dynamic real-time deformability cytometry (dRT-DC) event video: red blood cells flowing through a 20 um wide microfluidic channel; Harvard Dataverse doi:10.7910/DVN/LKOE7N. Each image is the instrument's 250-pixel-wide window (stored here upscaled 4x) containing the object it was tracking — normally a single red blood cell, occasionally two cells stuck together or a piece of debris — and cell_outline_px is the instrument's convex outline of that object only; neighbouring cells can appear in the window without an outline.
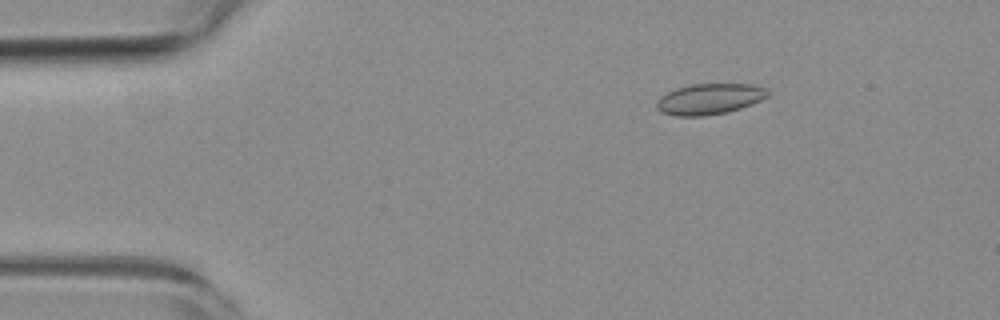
{"species": "common noctule bat (a hibernating species)", "species_latin": "Nyctalus noctula", "temperature_condition": "room temperature", "stored_images_in_passage": 46, "camera_frame_rate_fps": 3000, "um_per_image_px": 0.085, "animal": {"sex": "female", "body_mass_g": 19.3, "forearm_length_mm": 54.1}, "frame": {"image": 1, "passage_image": 1, "time_ms": 0.0, "image_size_px": [1000, 320], "cell_outline_px": [[768, 96], [752, 104], [740, 108], [724, 112], [704, 116], [676, 116], [660, 112], [656, 108], [656, 104], [660, 96], [676, 88], [692, 84], [756, 84], [768, 88]], "centroid_in_image_um": [60.3, 8.4], "position_along_channel_um": 24.7, "area_um2": 20.0}}
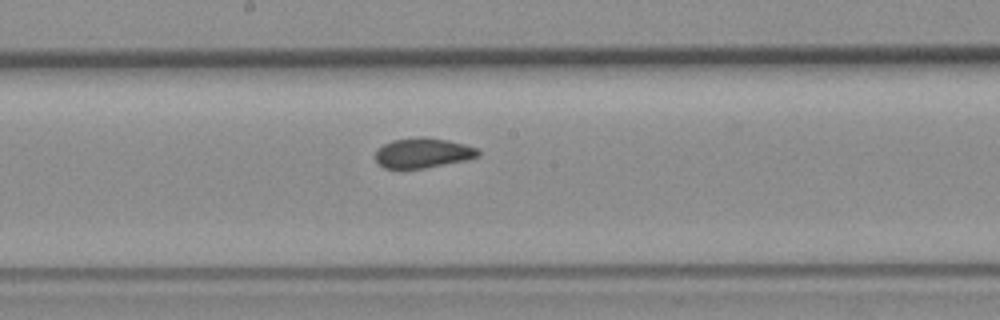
{"frame": {"image": 2, "passage_image": 21, "time_ms": 6.667, "image_size_px": [1000, 320], "cell_outline_px": [[480, 156], [468, 160], [404, 172], [384, 168], [376, 160], [376, 152], [384, 144], [392, 140], [424, 136], [448, 140], [464, 144], [476, 148], [480, 152]], "centroid_in_image_um": [35.94, 13.04], "position_along_channel_um": 212.3, "area_um2": 18.5}}
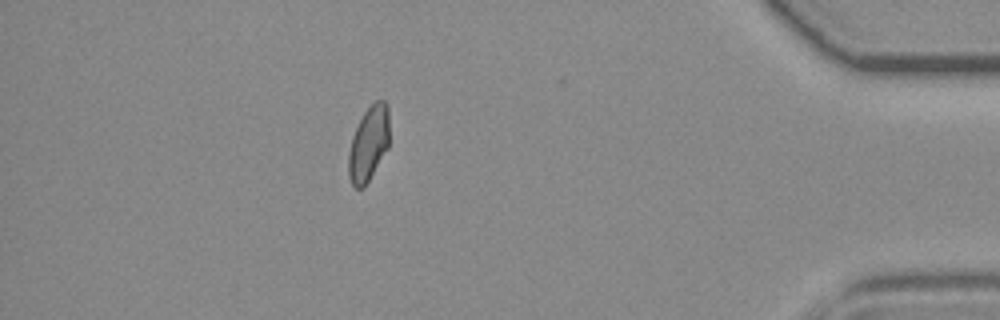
{"frame": {"image": 3, "passage_image": 40, "time_ms": 13.0, "image_size_px": [1000, 320], "cell_outline_px": [[388, 148], [364, 188], [356, 188], [352, 184], [348, 176], [348, 152], [352, 136], [364, 112], [376, 100], [384, 100], [388, 104]], "centroid_in_image_um": [31.32, 12.23], "position_along_channel_um": 403.9, "area_um2": 17.74}, "authors_computed_cell_mechanics": {"area_um2": 18.4093, "velocity_mm_per_s": 3.8259, "shape_relaxation_time_tau1_ms": null, "shape_relaxation_time_tau2_ms": 2.1036, "deformation_change_tau1": null, "deformation_change_tau2": 0.0466}}